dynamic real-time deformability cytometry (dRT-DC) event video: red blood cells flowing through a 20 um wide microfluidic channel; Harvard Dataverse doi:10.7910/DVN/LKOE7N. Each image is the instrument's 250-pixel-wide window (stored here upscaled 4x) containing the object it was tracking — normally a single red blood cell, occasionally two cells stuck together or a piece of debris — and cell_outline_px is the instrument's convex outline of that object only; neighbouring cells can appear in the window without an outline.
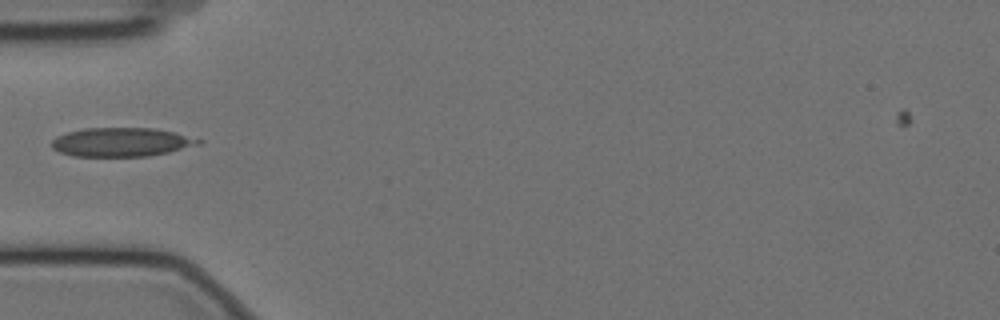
{"species": "Egyptian fruit bat (a non-hibernating species)", "species_latin": "Rousettus aegyptiacus", "temperature_condition": "cold", "stored_images_in_passage": 9, "camera_frame_rate_fps": 3000, "um_per_image_px": 0.085, "animal": {"sex": "female"}, "frame": {"image": 1, "passage_image": 1, "time_ms": 0.0, "image_size_px": [1000, 320], "cell_outline_px": [[204, 140], [200, 144], [168, 152], [148, 156], [72, 156], [60, 152], [52, 148], [52, 140], [56, 136], [64, 132], [84, 128], [156, 128], [176, 132]], "centroid_in_image_um": [10.31, 12.07], "position_along_channel_um": 74.7, "area_um2": 24.85}}
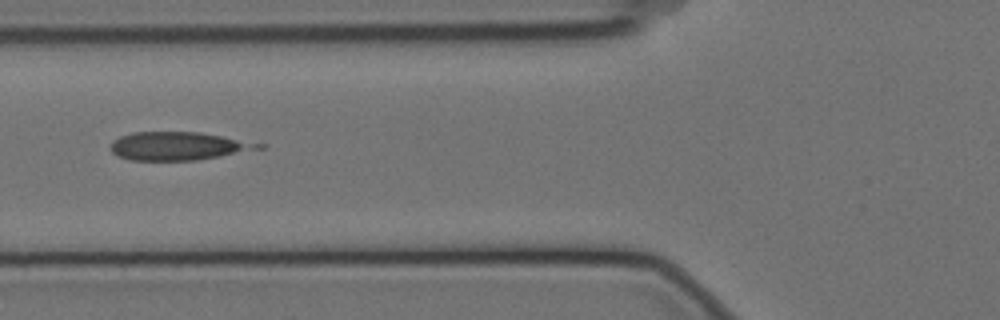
{"frame": {"image": 2, "passage_image": 4, "time_ms": 1.0, "image_size_px": [1000, 320], "cell_outline_px": [[244, 144], [240, 148], [232, 152], [220, 156], [196, 160], [132, 160], [120, 156], [112, 152], [108, 148], [112, 140], [120, 136], [132, 132], [200, 132], [220, 136], [236, 140]], "centroid_in_image_um": [14.65, 12.4], "position_along_channel_um": 111.2, "area_um2": 22.43}}